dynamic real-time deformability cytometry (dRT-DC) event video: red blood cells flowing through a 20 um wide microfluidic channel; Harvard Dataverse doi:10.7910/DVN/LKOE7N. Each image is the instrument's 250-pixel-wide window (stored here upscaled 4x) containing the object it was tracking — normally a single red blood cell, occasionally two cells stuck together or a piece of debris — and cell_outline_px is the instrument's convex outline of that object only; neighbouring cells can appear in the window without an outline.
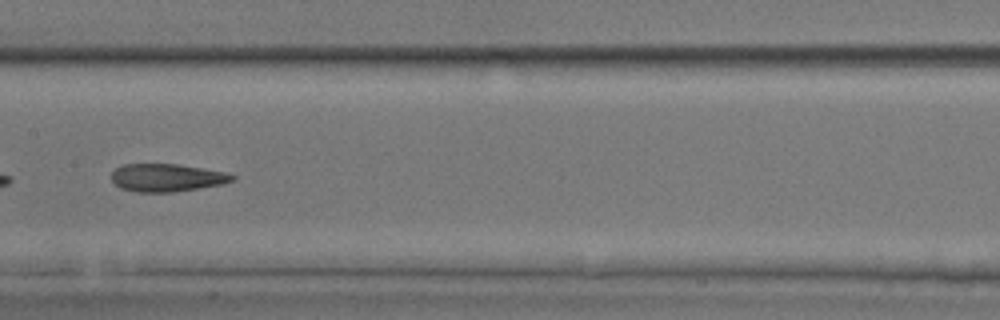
{"species": "common noctule bat (a hibernating species)", "species_latin": "Nyctalus noctula", "temperature_condition": "room temperature", "stored_images_in_passage": 32, "camera_frame_rate_fps": 3000, "um_per_image_px": 0.085, "animal": {"sex": "male", "body_mass_g": 17.9, "forearm_length_mm": 54.2}, "frame": {"image": 1, "passage_image": 10, "time_ms": 3.0, "image_size_px": [1000, 320], "cell_outline_px": [[236, 180], [224, 184], [200, 188], [172, 192], [136, 192], [120, 188], [112, 180], [112, 172], [116, 168], [124, 164], [176, 164], [224, 172], [236, 176]], "centroid_in_image_um": [14.19, 15.11], "position_along_channel_um": 193.2, "area_um2": 19.54}}